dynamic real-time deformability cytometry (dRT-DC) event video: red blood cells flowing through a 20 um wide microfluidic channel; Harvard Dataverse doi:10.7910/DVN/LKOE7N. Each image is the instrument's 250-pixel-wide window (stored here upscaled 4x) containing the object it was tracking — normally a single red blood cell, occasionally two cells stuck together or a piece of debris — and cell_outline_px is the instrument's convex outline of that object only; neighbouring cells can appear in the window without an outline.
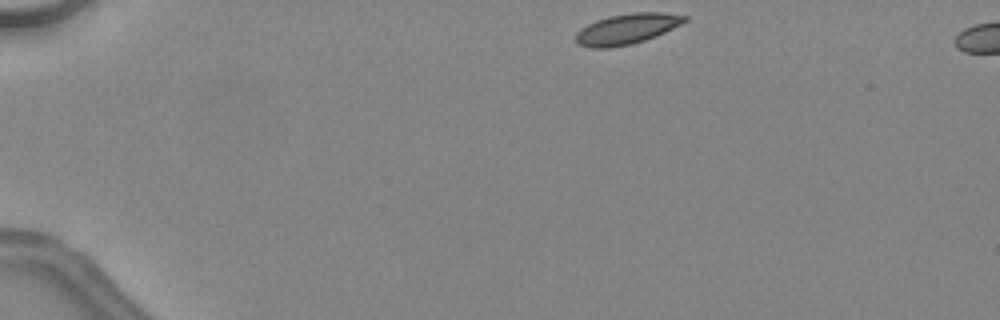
{"species": "common noctule bat (a hibernating species)", "species_latin": "Nyctalus noctula", "temperature_condition": "warm", "stored_images_in_passage": 38, "camera_frame_rate_fps": 3000, "um_per_image_px": 0.085, "animal": {"sex": "female", "body_mass_g": 24.6, "forearm_length_mm": 56.2}, "frame": {"image": 1, "passage_image": 1, "time_ms": 0.0, "image_size_px": [1000, 320], "cell_outline_px": [[688, 20], [656, 36], [632, 44], [608, 48], [592, 48], [576, 44], [576, 32], [580, 28], [596, 20], [608, 16], [632, 12], [664, 12], [688, 16]], "centroid_in_image_um": [53.26, 2.45], "position_along_channel_um": 31.7, "area_um2": 19.42}, "authors_computed_cell_mechanics": {"area_um2": 19.2763, "velocity_mm_per_s": 4.5164, "shape_relaxation_time_tau1_ms": 5.1812, "shape_relaxation_time_tau2_ms": null, "deformation_change_tau1": 0.1055, "deformation_change_tau2": null}}